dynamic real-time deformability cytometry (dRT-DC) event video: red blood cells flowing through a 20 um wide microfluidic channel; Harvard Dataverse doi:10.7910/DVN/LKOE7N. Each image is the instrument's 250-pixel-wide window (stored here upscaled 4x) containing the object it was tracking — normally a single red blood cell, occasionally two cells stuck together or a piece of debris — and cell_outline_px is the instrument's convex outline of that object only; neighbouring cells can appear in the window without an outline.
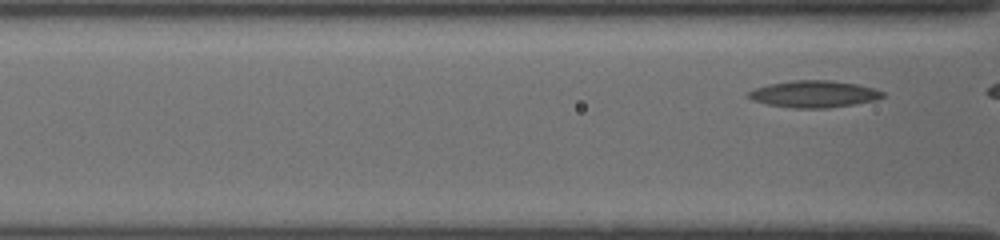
{"species": "common noctule bat (a hibernating species)", "species_latin": "Nyctalus noctula", "temperature_condition": "cold", "stored_images_in_passage": 14, "camera_frame_rate_fps": 3000, "um_per_image_px": 0.085, "animal": {"sex": "female", "body_mass_g": 19.5, "forearm_length_mm": 54.1}, "frame": {"image": 1, "passage_image": 14, "time_ms": 10.333, "image_size_px": [1000, 240], "cell_outline_px": [[884, 96], [876, 100], [828, 108], [792, 108], [768, 104], [752, 100], [748, 96], [748, 92], [756, 88], [768, 84], [792, 80], [828, 80], [856, 84], [872, 88], [884, 92]], "centroid_in_image_um": [69.17, 7.99], "position_along_channel_um": 97.4, "area_um2": 20.81}}